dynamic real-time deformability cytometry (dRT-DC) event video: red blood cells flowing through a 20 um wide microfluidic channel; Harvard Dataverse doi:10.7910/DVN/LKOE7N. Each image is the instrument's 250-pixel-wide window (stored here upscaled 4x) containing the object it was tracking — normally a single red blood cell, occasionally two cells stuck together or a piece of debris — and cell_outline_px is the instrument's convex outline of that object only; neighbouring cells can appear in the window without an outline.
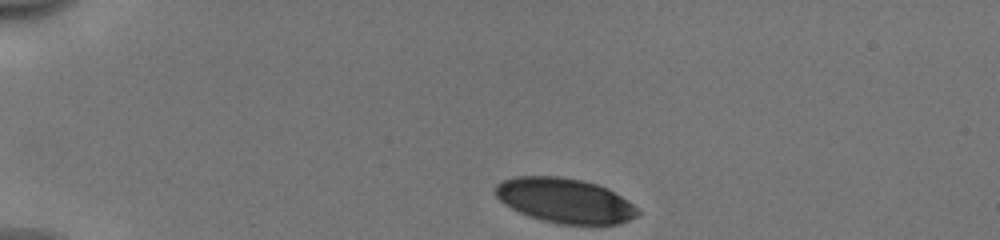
{"species": "human", "species_latin": "Homo sapiens", "temperature_condition": "cold", "stored_images_in_passage": 35, "camera_frame_rate_fps": 3000, "um_per_image_px": 0.085, "donor": {"sex": "male"}, "frame": {"image": 1, "passage_image": 1, "time_ms": 0.0, "image_size_px": [1000, 240], "cell_outline_px": [[640, 212], [636, 216], [620, 224], [556, 224], [520, 212], [504, 204], [496, 196], [496, 184], [504, 180], [516, 176], [556, 176], [580, 180], [596, 184], [608, 188], [628, 200]], "centroid_in_image_um": [48.02, 17.04], "position_along_channel_um": 37.0, "area_um2": 36.76}}
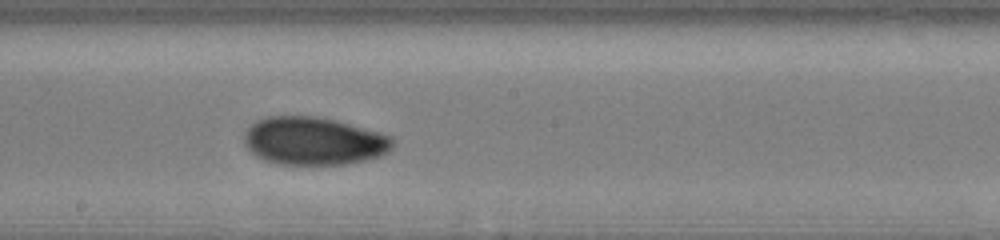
{"frame": {"image": 2, "passage_image": 20, "time_ms": 6.333, "image_size_px": [1000, 240], "cell_outline_px": [[396, 140], [392, 148], [388, 152], [380, 156], [348, 164], [280, 164], [264, 160], [256, 156], [244, 144], [244, 132], [256, 120], [264, 116], [316, 116], [336, 120], [380, 132], [392, 136]], "centroid_in_image_um": [26.68, 11.98], "position_along_channel_um": 221.5, "area_um2": 41.79}}
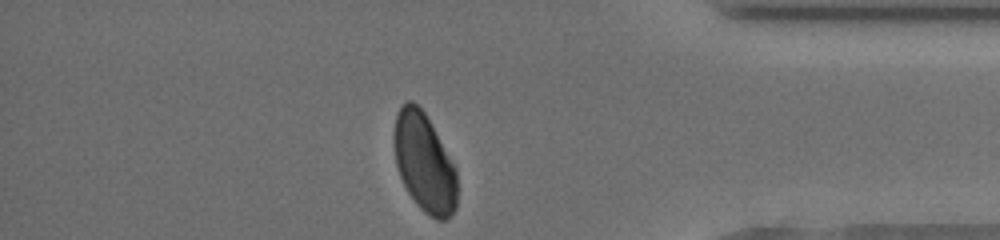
{"frame": {"image": 3, "passage_image": 35, "time_ms": 11.333, "image_size_px": [1000, 240], "cell_outline_px": [[456, 208], [448, 220], [436, 220], [424, 212], [416, 204], [408, 192], [400, 176], [396, 164], [392, 136], [396, 116], [400, 108], [408, 100], [412, 100], [424, 112], [456, 168]], "centroid_in_image_um": [36.05, 13.86], "position_along_channel_um": 399.1, "area_um2": 36.18}, "authors_computed_cell_mechanics": {"area_um2": 40.749, "velocity_mm_per_s": 3.9477, "shape_relaxation_time_tau1_ms": 4.7369, "shape_relaxation_time_tau2_ms": 1.0538, "deformation_change_tau1": 0.1184, "deformation_change_tau2": 0.0434}}